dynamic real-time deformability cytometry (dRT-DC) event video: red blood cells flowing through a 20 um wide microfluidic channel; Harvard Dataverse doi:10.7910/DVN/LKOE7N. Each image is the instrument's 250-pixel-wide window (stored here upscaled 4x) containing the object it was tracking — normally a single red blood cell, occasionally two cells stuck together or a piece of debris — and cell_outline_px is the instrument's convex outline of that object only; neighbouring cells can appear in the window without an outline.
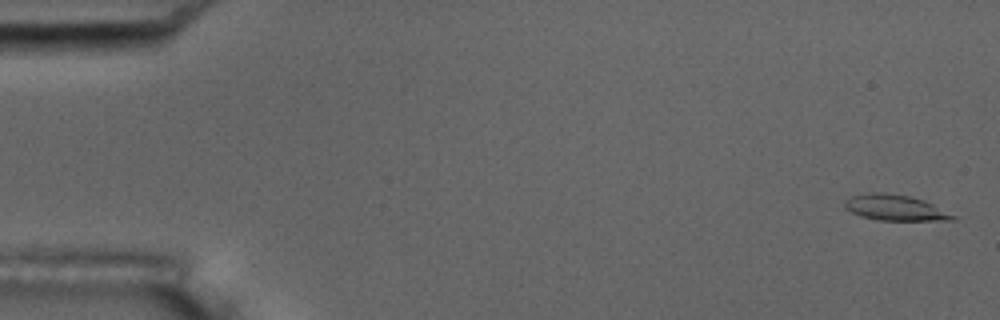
{"species": "common noctule bat (a hibernating species)", "species_latin": "Nyctalus noctula", "temperature_condition": "room temperature", "stored_images_in_passage": 57, "camera_frame_rate_fps": 3000, "um_per_image_px": 0.085, "animal": {"sex": "male", "body_mass_g": 17.5, "forearm_length_mm": 52.3}, "frame": {"image": 1, "passage_image": 2, "time_ms": 0.333, "image_size_px": [1000, 320], "cell_outline_px": [[956, 220], [880, 220], [860, 216], [844, 208], [844, 200], [852, 196], [872, 192], [884, 192], [908, 196], [924, 200], [956, 216]], "centroid_in_image_um": [76.05, 17.65], "position_along_channel_um": 8.9, "area_um2": 16.07}}
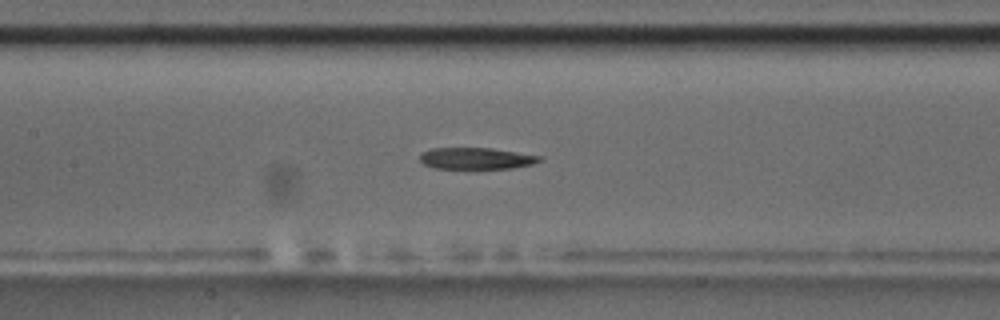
{"frame": {"image": 2, "passage_image": 27, "time_ms": 8.667, "image_size_px": [1000, 320], "cell_outline_px": [[544, 160], [532, 164], [512, 168], [436, 168], [424, 164], [420, 160], [420, 152], [432, 148], [492, 148], [540, 156]], "centroid_in_image_um": [40.47, 13.45], "position_along_channel_um": 166.9, "area_um2": 14.91}}
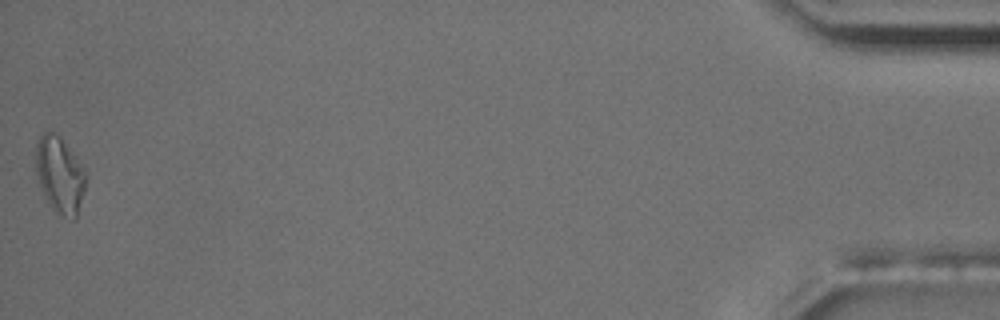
{"frame": {"image": 3, "passage_image": 57, "time_ms": 18.667, "image_size_px": [1000, 320], "cell_outline_px": [[88, 176], [76, 220], [72, 220], [56, 212], [52, 208], [40, 184], [36, 172], [36, 140], [48, 128], [56, 132], [60, 136]], "centroid_in_image_um": [5.08, 14.84], "position_along_channel_um": 430.1, "area_um2": 22.14}, "authors_computed_cell_mechanics": {"area_um2": 16.184, "velocity_mm_per_s": 3.5812, "shape_relaxation_time_tau1_ms": null, "shape_relaxation_time_tau2_ms": 6.4748, "deformation_change_tau1": null, "deformation_change_tau2": 0.2047}}